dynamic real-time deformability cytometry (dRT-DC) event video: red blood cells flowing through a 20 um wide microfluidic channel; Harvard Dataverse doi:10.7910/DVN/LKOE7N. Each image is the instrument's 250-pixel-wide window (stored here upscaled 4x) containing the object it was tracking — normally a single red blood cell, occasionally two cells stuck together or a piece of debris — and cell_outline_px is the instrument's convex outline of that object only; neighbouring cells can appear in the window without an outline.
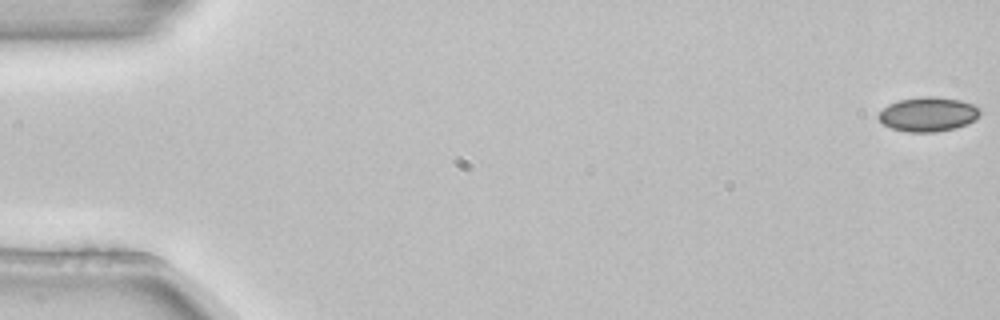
{"species": "common noctule bat (a hibernating species)", "species_latin": "Nyctalus noctula", "temperature_condition": "room temperature", "stored_images_in_passage": 5, "camera_frame_rate_fps": 3000, "um_per_image_px": 0.085, "animal": {"sex": "female", "body_mass_g": 22.7, "forearm_length_mm": 54.2}, "frame": {"image": 1, "passage_image": 1, "time_ms": 0.0, "image_size_px": [1000, 320], "cell_outline_px": [[980, 116], [976, 120], [968, 124], [956, 128], [936, 132], [908, 132], [892, 128], [884, 124], [876, 116], [888, 104], [900, 100], [924, 96], [936, 96], [960, 100], [972, 104], [980, 108]], "centroid_in_image_um": [78.92, 9.71], "position_along_channel_um": 6.1, "area_um2": 20.46}}
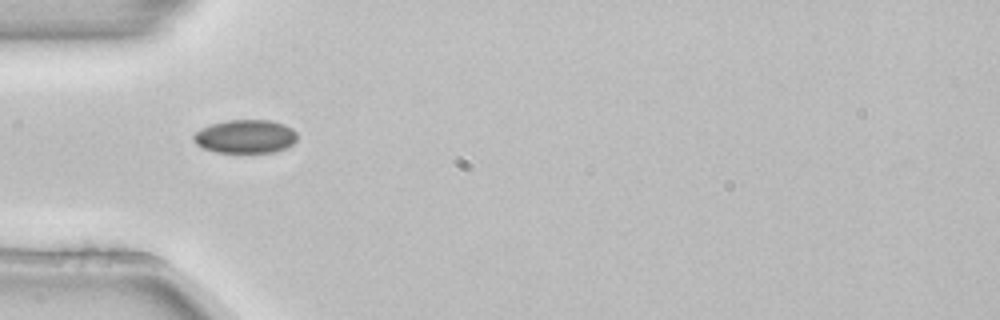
{"frame": {"image": 2, "passage_image": 4, "time_ms": 1.0, "image_size_px": [1000, 320], "cell_outline_px": [[296, 140], [292, 144], [284, 148], [272, 152], [216, 152], [204, 148], [196, 144], [192, 136], [200, 128], [212, 124], [228, 120], [268, 120], [284, 124], [292, 128], [296, 132]], "centroid_in_image_um": [20.85, 11.59], "position_along_channel_um": 64.2, "area_um2": 20.06}}